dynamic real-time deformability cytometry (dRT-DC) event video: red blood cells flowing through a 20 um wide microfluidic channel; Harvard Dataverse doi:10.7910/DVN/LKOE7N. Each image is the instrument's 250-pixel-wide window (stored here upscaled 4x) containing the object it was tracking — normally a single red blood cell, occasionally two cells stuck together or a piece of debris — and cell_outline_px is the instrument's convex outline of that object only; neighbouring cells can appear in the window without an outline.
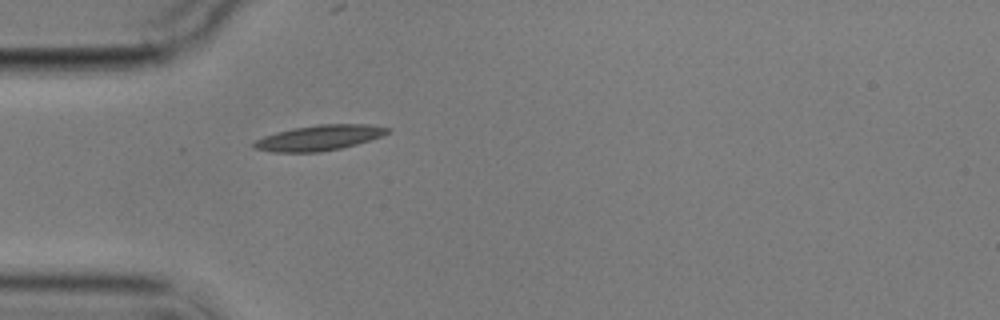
{"species": "common noctule bat (a hibernating species)", "species_latin": "Nyctalus noctula", "temperature_condition": "cold", "stored_images_in_passage": 1, "camera_frame_rate_fps": 3000, "um_per_image_px": 0.085, "animal": {"sex": "male", "body_mass_g": 17.9}, "frame": {"image": 1, "passage_image": 1, "time_ms": 0.0, "image_size_px": [1000, 320], "cell_outline_px": [[392, 128], [388, 132], [380, 136], [356, 144], [340, 148], [320, 152], [272, 152], [252, 148], [252, 144], [256, 140], [264, 136], [276, 132], [292, 128], [320, 124], [368, 124]], "centroid_in_image_um": [27.09, 11.71], "position_along_channel_um": 57.9, "area_um2": 19.65}}